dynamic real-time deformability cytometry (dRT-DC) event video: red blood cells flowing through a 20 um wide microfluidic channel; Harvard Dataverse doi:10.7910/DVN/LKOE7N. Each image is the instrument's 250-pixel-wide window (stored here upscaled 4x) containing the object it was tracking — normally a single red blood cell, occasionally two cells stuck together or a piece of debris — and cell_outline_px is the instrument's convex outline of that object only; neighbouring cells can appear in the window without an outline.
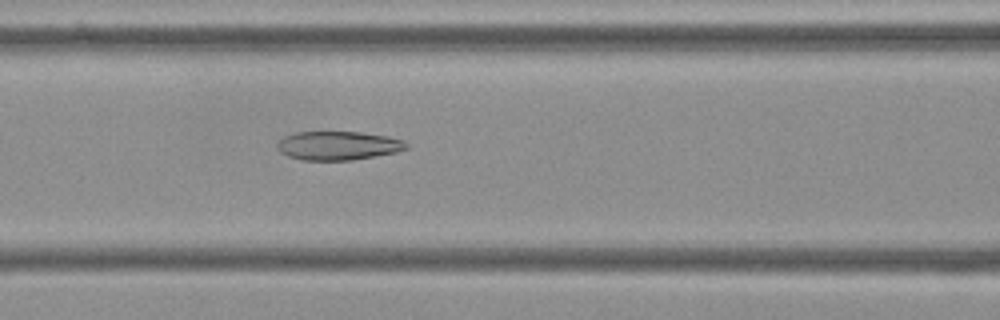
{"species": "Egyptian fruit bat (a non-hibernating species)", "species_latin": "Rousettus aegyptiacus", "temperature_condition": "cold", "stored_images_in_passage": 52, "camera_frame_rate_fps": 3000, "um_per_image_px": 0.085, "frame": {"image": 1, "passage_image": 20, "time_ms": 6.333, "image_size_px": [1000, 320], "cell_outline_px": [[408, 148], [396, 152], [352, 160], [300, 160], [288, 156], [280, 152], [276, 148], [276, 144], [284, 136], [296, 132], [360, 132], [388, 136], [404, 140], [408, 144]], "centroid_in_image_um": [28.73, 12.38], "position_along_channel_um": 137.9, "area_um2": 21.73}}
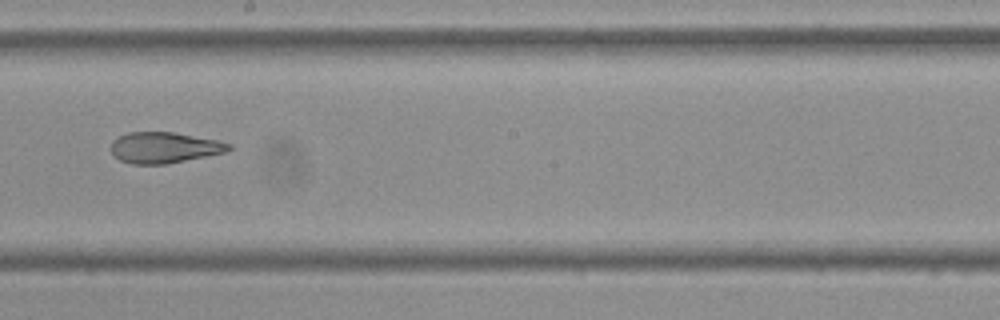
{"frame": {"image": 2, "passage_image": 28, "time_ms": 9.0, "image_size_px": [1000, 320], "cell_outline_px": [[232, 148], [224, 152], [164, 164], [132, 164], [120, 160], [108, 148], [112, 140], [128, 132], [172, 132], [216, 140], [232, 144]], "centroid_in_image_um": [13.9, 12.54], "position_along_channel_um": 234.3, "area_um2": 20.98}}
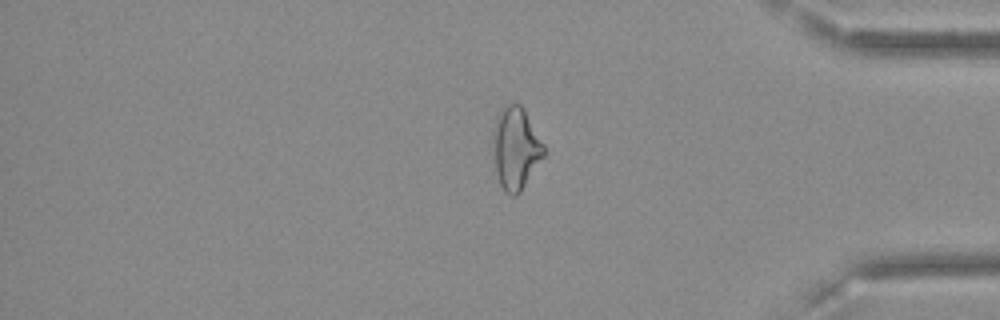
{"frame": {"image": 3, "passage_image": 43, "time_ms": 14.0, "image_size_px": [1000, 320], "cell_outline_px": [[548, 152], [520, 192], [516, 196], [512, 196], [504, 192], [500, 184], [496, 172], [492, 148], [492, 128], [496, 116], [508, 104], [520, 104], [524, 108], [544, 144]], "centroid_in_image_um": [43.84, 12.62], "position_along_channel_um": 391.4, "area_um2": 24.85}, "authors_computed_cell_mechanics": {"area_um2": 24.4205, "velocity_mm_per_s": 3.6212, "shape_relaxation_time_tau1_ms": null, "shape_relaxation_time_tau2_ms": 3.6792, "deformation_change_tau1": null, "deformation_change_tau2": 0.1138}}